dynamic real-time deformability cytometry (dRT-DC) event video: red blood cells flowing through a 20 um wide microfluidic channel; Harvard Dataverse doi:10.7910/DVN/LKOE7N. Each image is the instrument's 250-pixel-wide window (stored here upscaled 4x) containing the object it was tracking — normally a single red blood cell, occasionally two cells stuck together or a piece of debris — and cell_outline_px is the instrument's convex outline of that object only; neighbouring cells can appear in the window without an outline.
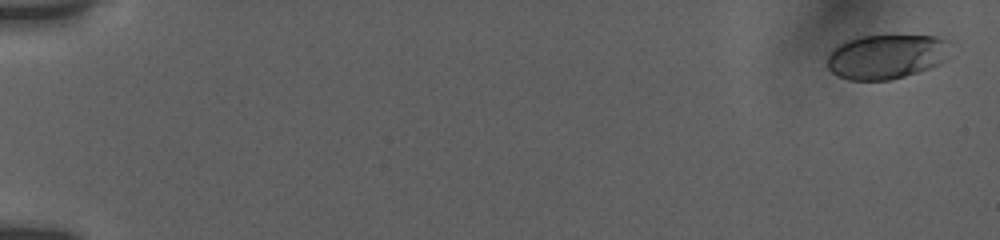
{"species": "human", "species_latin": "Homo sapiens", "temperature_condition": "room temperature", "stored_images_in_passage": 8, "camera_frame_rate_fps": 3000, "um_per_image_px": 0.085, "donor": {"sex": "female"}, "frame": {"image": 1, "passage_image": 1, "time_ms": 0.0, "image_size_px": [1000, 240], "cell_outline_px": [[948, 60], [940, 64], [904, 76], [888, 80], [848, 80], [836, 76], [828, 68], [828, 52], [832, 48], [848, 40], [864, 36], [892, 32], [936, 36], [948, 40]], "centroid_in_image_um": [75.36, 4.76], "position_along_channel_um": 9.6, "area_um2": 32.95}}
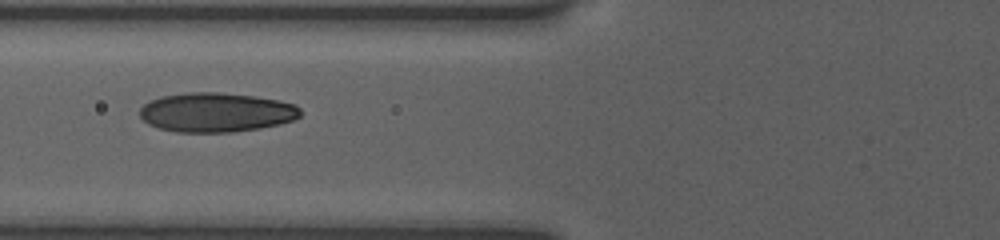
{"frame": {"image": 2, "passage_image": 7, "time_ms": 7.333, "image_size_px": [1000, 240], "cell_outline_px": [[300, 116], [292, 120], [280, 124], [260, 128], [232, 132], [176, 132], [160, 128], [148, 124], [140, 116], [140, 108], [144, 104], [160, 96], [188, 92], [220, 92], [256, 96], [280, 100], [296, 104], [300, 108]], "centroid_in_image_um": [18.39, 9.54], "position_along_channel_um": 107.4, "area_um2": 36.99}}
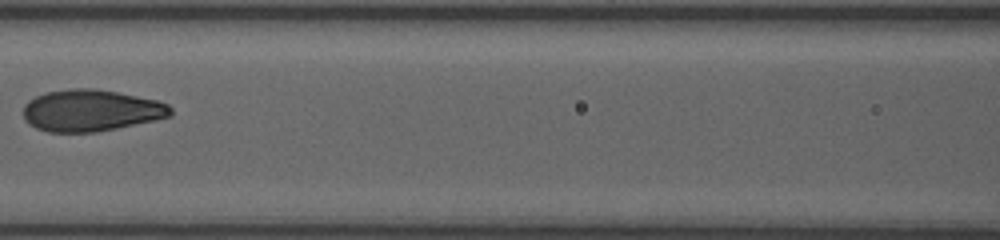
{"frame": {"image": 3, "passage_image": 8, "time_ms": 8.667, "image_size_px": [1000, 240], "cell_outline_px": [[172, 116], [156, 120], [96, 132], [48, 132], [36, 128], [28, 124], [24, 120], [24, 104], [28, 100], [44, 92], [72, 88], [92, 88], [116, 92], [156, 100], [168, 104], [172, 108]], "centroid_in_image_um": [7.71, 9.39], "position_along_channel_um": 158.9, "area_um2": 35.89}}